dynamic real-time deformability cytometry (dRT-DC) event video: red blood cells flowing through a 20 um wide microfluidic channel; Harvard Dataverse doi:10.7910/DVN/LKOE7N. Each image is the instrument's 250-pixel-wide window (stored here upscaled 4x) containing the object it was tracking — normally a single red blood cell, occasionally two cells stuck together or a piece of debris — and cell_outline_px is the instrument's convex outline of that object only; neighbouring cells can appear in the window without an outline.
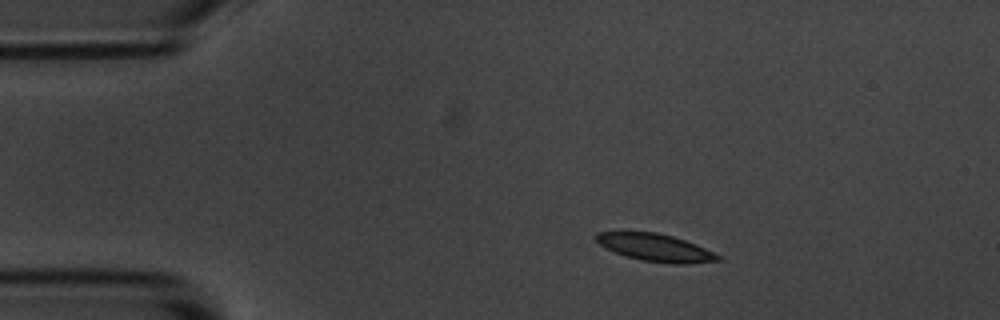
{"species": "common noctule bat (a hibernating species)", "species_latin": "Nyctalus noctula", "temperature_condition": "room temperature", "stored_images_in_passage": 5, "camera_frame_rate_fps": 3000, "um_per_image_px": 0.085, "animal": {"sex": "male", "body_mass_g": 20.1, "forearm_length_mm": 53.5}, "frame": {"image": 1, "passage_image": 2, "time_ms": 1.0, "image_size_px": [1000, 320], "cell_outline_px": [[724, 260], [688, 264], [676, 264], [640, 260], [624, 256], [600, 244], [596, 240], [596, 232], [656, 232], [672, 236], [696, 244], [720, 256]], "centroid_in_image_um": [55.74, 21.06], "position_along_channel_um": 29.3, "area_um2": 19.31}}
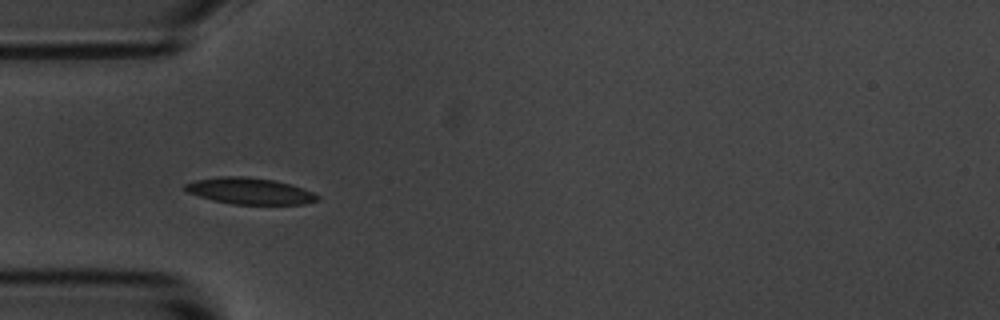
{"frame": {"image": 2, "passage_image": 4, "time_ms": 3.333, "image_size_px": [1000, 320], "cell_outline_px": [[320, 200], [304, 204], [232, 204], [212, 200], [188, 192], [184, 188], [184, 184], [196, 180], [220, 176], [248, 176], [272, 180], [292, 184], [312, 192], [320, 196]], "centroid_in_image_um": [21.25, 16.23], "position_along_channel_um": 63.7, "area_um2": 20.35}}